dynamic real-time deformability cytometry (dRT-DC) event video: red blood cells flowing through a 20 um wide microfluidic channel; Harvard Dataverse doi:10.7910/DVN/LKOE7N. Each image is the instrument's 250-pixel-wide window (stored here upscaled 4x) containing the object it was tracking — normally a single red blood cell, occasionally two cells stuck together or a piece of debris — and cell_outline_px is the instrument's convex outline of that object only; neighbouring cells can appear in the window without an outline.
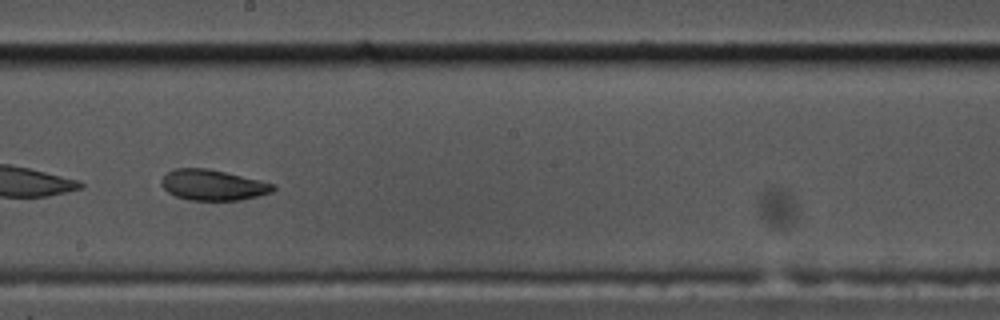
{"species": "common noctule bat (a hibernating species)", "species_latin": "Nyctalus noctula", "temperature_condition": "cold", "stored_images_in_passage": 45, "camera_frame_rate_fps": 3000, "um_per_image_px": 0.085, "animal": {"sex": "male", "body_mass_g": 17.5, "forearm_length_mm": 52.3}, "frame": {"image": 1, "passage_image": 26, "time_ms": 8.333, "image_size_px": [1000, 320], "cell_outline_px": [[276, 188], [272, 192], [240, 200], [188, 200], [176, 196], [168, 192], [160, 184], [160, 180], [168, 172], [176, 168], [208, 168], [276, 184]], "centroid_in_image_um": [18.09, 15.72], "position_along_channel_um": 230.1, "area_um2": 19.88}, "authors_computed_cell_mechanics": {"area_um2": 22.0218, "velocity_mm_per_s": 3.4866, "shape_relaxation_time_tau1_ms": null, "shape_relaxation_time_tau2_ms": 1.9557, "deformation_change_tau1": null, "deformation_change_tau2": 0.0679}}